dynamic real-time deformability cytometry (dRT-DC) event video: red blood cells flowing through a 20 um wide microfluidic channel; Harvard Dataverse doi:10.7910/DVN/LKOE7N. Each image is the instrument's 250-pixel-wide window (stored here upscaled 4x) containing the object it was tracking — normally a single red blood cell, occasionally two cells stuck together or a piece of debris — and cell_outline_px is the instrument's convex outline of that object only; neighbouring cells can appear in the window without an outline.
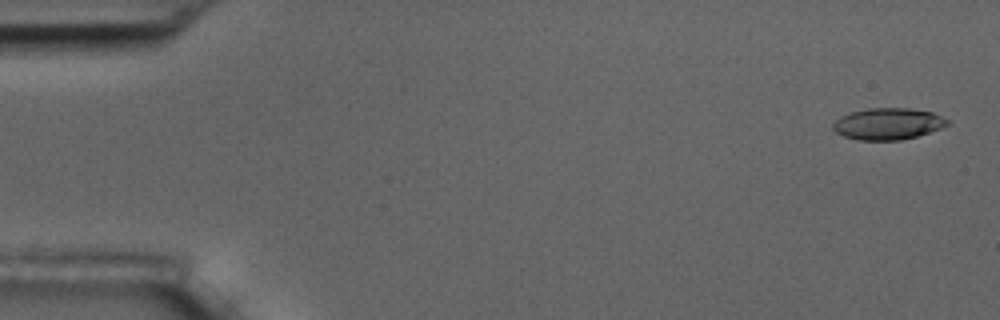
{"species": "common noctule bat (a hibernating species)", "species_latin": "Nyctalus noctula", "temperature_condition": "room temperature", "stored_images_in_passage": 5, "camera_frame_rate_fps": 3000, "um_per_image_px": 0.085, "animal": {"sex": "male", "body_mass_g": 17.5, "forearm_length_mm": 52.3}, "frame": {"image": 1, "passage_image": 1, "time_ms": 0.0, "image_size_px": [1000, 320], "cell_outline_px": [[948, 124], [940, 128], [916, 136], [900, 140], [860, 140], [844, 136], [836, 132], [832, 128], [832, 124], [840, 116], [852, 112], [868, 108], [908, 108], [932, 112], [948, 120]], "centroid_in_image_um": [75.44, 10.52], "position_along_channel_um": 9.6, "area_um2": 20.81}}
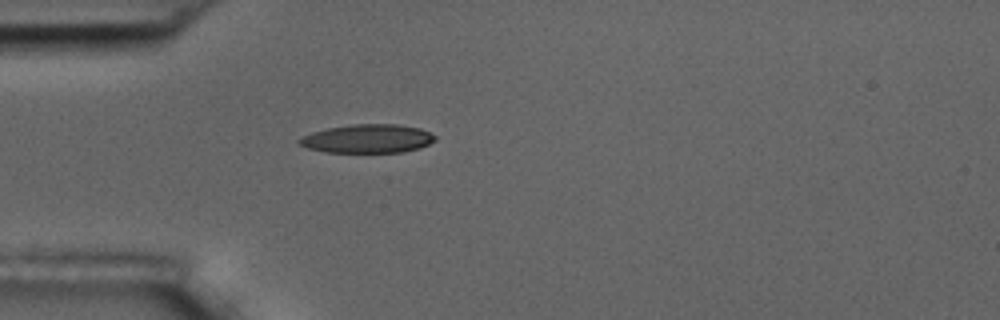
{"frame": {"image": 2, "passage_image": 5, "time_ms": 4.667, "image_size_px": [1000, 320], "cell_outline_px": [[436, 140], [420, 148], [404, 152], [324, 152], [308, 148], [296, 144], [296, 140], [300, 136], [312, 132], [328, 128], [352, 124], [396, 124], [420, 128], [436, 136]], "centroid_in_image_um": [31.2, 11.79], "position_along_channel_um": 53.8, "area_um2": 22.83}}